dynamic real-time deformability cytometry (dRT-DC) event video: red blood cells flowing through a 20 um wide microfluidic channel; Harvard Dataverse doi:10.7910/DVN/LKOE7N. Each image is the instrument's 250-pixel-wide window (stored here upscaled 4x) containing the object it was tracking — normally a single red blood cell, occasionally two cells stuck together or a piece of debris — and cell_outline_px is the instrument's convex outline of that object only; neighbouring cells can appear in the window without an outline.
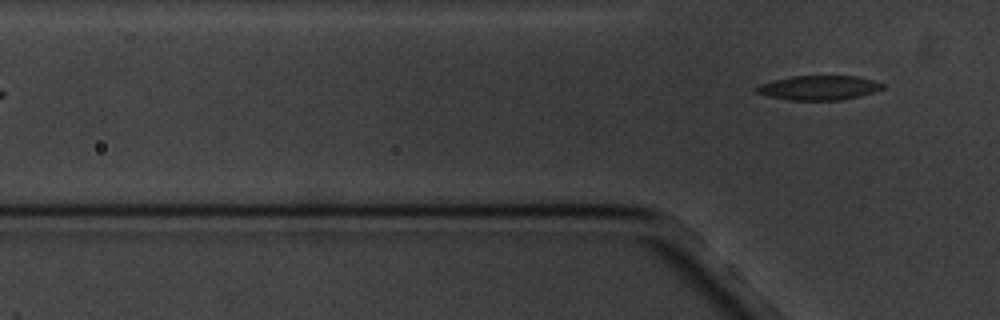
{"species": "common noctule bat (a hibernating species)", "species_latin": "Nyctalus noctula", "temperature_condition": "cold", "stored_images_in_passage": 3, "segment_of_instrument_passage": [2, 2], "camera_frame_rate_fps": 3000, "um_per_image_px": 0.085, "animal": {"sex": "male", "body_mass_g": 20.1, "forearm_length_mm": 53.5}, "frame": {"image": 1, "passage_image": 3, "time_ms": 2.0, "image_size_px": [1000, 320], "cell_outline_px": [[884, 88], [860, 96], [840, 100], [788, 100], [768, 96], [756, 92], [752, 88], [760, 84], [792, 76], [856, 76], [872, 80], [884, 84]], "centroid_in_image_um": [69.58, 7.46], "position_along_channel_um": 56.2, "area_um2": 17.86}}